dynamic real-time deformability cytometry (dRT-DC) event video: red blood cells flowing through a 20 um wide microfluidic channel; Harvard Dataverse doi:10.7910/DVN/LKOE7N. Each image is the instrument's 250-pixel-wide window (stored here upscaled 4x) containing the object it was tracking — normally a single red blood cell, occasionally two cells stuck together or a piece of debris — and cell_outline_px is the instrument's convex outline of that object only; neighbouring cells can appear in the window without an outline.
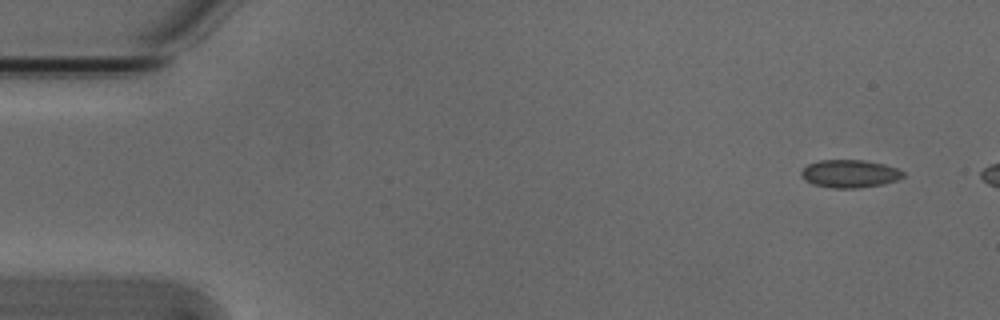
{"species": "Egyptian fruit bat (a non-hibernating species)", "species_latin": "Rousettus aegyptiacus", "temperature_condition": "cold", "stored_images_in_passage": 4, "segment_of_instrument_passage": [2, 2], "camera_frame_rate_fps": 3000, "um_per_image_px": 0.085, "animal": {"sex": "male"}, "frame": {"image": 1, "passage_image": 4, "time_ms": 1.0, "image_size_px": [1000, 320], "cell_outline_px": [[904, 176], [896, 180], [884, 184], [860, 188], [832, 188], [812, 184], [800, 176], [800, 172], [808, 164], [820, 160], [864, 160], [884, 164], [896, 168], [904, 172]], "centroid_in_image_um": [72.22, 14.77], "position_along_channel_um": 12.8, "area_um2": 16.59}}